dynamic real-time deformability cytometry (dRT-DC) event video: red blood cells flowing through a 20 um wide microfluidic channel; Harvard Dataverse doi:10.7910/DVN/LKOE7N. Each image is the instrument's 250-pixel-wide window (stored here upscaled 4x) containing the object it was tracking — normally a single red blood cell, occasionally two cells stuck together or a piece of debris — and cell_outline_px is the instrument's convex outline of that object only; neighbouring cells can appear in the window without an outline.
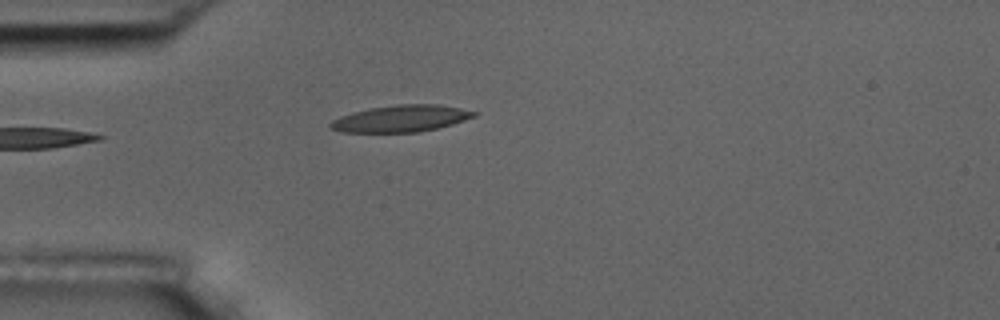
{"species": "common noctule bat (a hibernating species)", "species_latin": "Nyctalus noctula", "temperature_condition": "room temperature", "stored_images_in_passage": 4, "camera_frame_rate_fps": 3000, "um_per_image_px": 0.085, "animal": {"sex": "male", "body_mass_g": 17.5, "forearm_length_mm": 52.3}, "frame": {"image": 1, "passage_image": 4, "time_ms": 4.333, "image_size_px": [1000, 320], "cell_outline_px": [[480, 112], [476, 116], [452, 124], [420, 132], [340, 132], [328, 128], [328, 124], [332, 120], [340, 116], [352, 112], [372, 108], [396, 104], [440, 104]], "centroid_in_image_um": [34.07, 10.07], "position_along_channel_um": 50.9, "area_um2": 22.48}}